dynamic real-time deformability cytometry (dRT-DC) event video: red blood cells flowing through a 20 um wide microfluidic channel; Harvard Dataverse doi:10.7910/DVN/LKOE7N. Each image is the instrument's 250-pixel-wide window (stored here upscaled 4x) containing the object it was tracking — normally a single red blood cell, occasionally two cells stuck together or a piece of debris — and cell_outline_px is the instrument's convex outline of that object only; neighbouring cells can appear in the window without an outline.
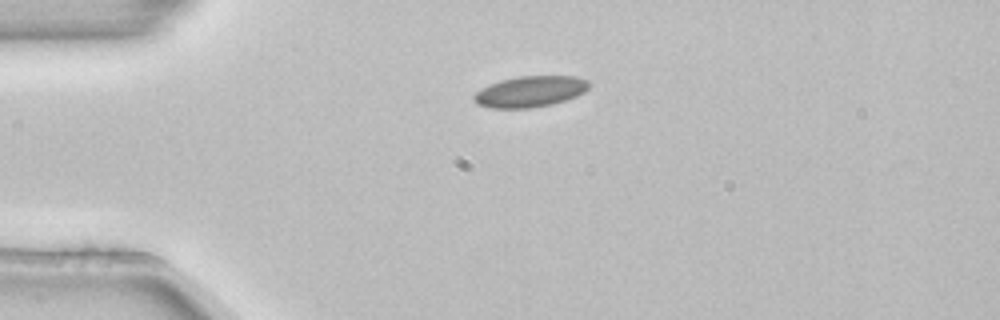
{"species": "common noctule bat (a hibernating species)", "species_latin": "Nyctalus noctula", "temperature_condition": "room temperature", "stored_images_in_passage": 2, "camera_frame_rate_fps": 3000, "um_per_image_px": 0.085, "animal": {"sex": "female", "body_mass_g": 22.7, "forearm_length_mm": 54.2}, "frame": {"image": 1, "passage_image": 1, "time_ms": 0.0, "image_size_px": [1000, 320], "cell_outline_px": [[588, 88], [584, 92], [576, 96], [552, 104], [532, 108], [488, 108], [476, 104], [472, 100], [472, 96], [480, 88], [488, 84], [500, 80], [520, 76], [576, 76], [588, 80]], "centroid_in_image_um": [45.0, 7.78], "position_along_channel_um": 40.0, "area_um2": 20.98}}